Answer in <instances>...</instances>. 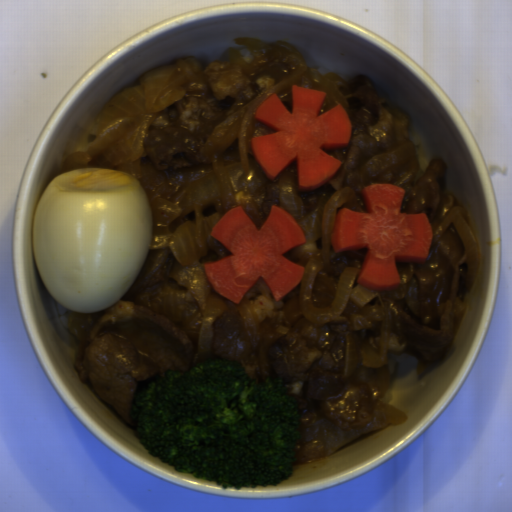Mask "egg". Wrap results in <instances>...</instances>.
<instances>
[{"label":"egg","mask_w":512,"mask_h":512,"mask_svg":"<svg viewBox=\"0 0 512 512\" xmlns=\"http://www.w3.org/2000/svg\"><path fill=\"white\" fill-rule=\"evenodd\" d=\"M149 198L132 175L78 168L53 178L33 214L42 282L70 312L106 310L129 289L149 251Z\"/></svg>","instance_id":"obj_1"}]
</instances>
